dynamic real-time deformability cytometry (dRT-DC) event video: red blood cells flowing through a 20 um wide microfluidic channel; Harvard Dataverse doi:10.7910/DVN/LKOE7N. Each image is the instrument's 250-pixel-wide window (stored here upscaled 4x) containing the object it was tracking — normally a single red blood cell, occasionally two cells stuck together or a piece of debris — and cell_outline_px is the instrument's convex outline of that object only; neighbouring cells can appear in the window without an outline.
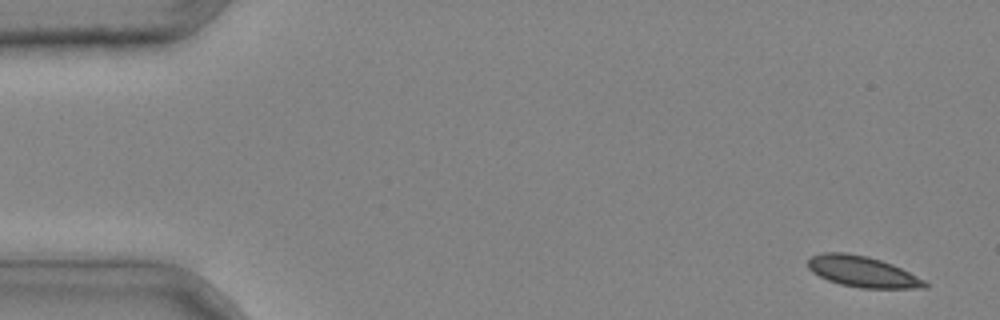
{"species": "common noctule bat (a hibernating species)", "species_latin": "Nyctalus noctula", "temperature_condition": "cold", "stored_images_in_passage": 12, "camera_frame_rate_fps": 3000, "um_per_image_px": 0.085, "animal": {"sex": "male", "body_mass_g": 20.4}, "frame": {"image": 1, "passage_image": 2, "time_ms": 0.333, "image_size_px": [1000, 320], "cell_outline_px": [[928, 288], [860, 288], [840, 284], [828, 280], [812, 272], [808, 268], [808, 260], [812, 256], [824, 252], [848, 252], [868, 256], [892, 264], [924, 280], [928, 284]], "centroid_in_image_um": [73.29, 23.08], "position_along_channel_um": 11.7, "area_um2": 20.98}}